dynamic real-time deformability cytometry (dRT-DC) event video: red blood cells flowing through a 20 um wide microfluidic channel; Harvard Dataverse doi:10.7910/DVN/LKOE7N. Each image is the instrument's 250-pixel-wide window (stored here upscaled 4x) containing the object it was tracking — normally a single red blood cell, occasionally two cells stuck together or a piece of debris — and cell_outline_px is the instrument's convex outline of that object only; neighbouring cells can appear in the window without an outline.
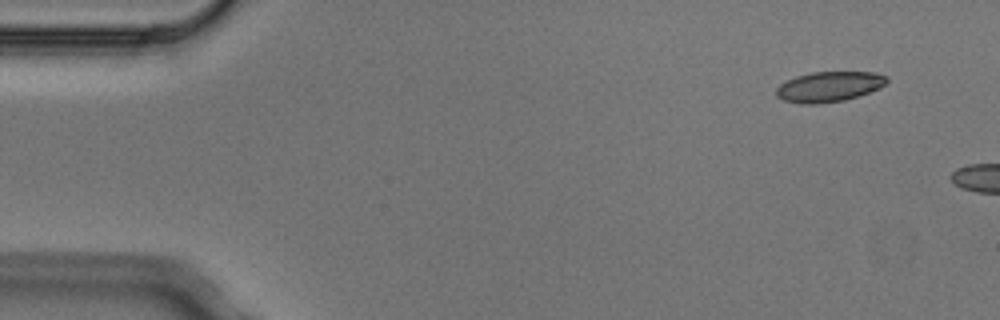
{"species": "Egyptian fruit bat (a non-hibernating species)", "species_latin": "Rousettus aegyptiacus", "temperature_condition": "cold", "stored_images_in_passage": 3, "camera_frame_rate_fps": 3000, "um_per_image_px": 0.085, "animal": {"sex": "male"}, "frame": {"image": 1, "passage_image": 1, "time_ms": 0.0, "image_size_px": [1000, 320], "cell_outline_px": [[888, 80], [880, 88], [844, 100], [820, 104], [804, 104], [784, 100], [776, 96], [776, 88], [780, 84], [796, 76], [812, 72], [876, 72], [888, 76]], "centroid_in_image_um": [70.47, 7.36], "position_along_channel_um": 14.5, "area_um2": 19.42}}